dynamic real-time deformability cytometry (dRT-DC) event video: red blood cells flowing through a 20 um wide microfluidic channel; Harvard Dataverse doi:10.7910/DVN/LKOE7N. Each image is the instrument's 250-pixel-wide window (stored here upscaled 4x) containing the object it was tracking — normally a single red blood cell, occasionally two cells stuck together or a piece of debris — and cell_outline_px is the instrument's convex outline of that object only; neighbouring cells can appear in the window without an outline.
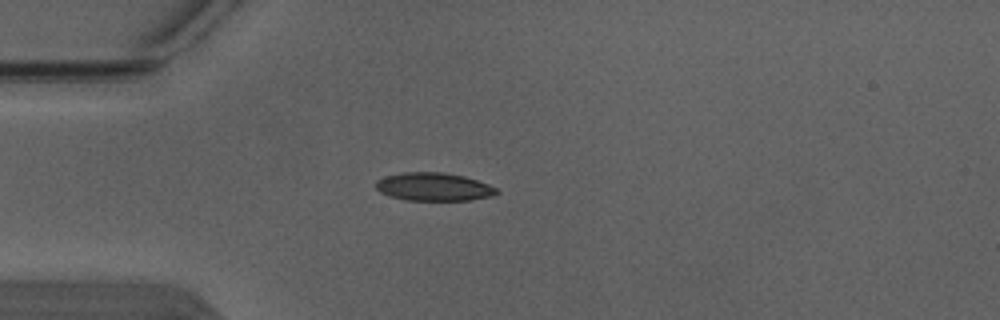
{"species": "Egyptian fruit bat (a non-hibernating species)", "species_latin": "Rousettus aegyptiacus", "temperature_condition": "warm", "stored_images_in_passage": 1, "camera_frame_rate_fps": 3000, "um_per_image_px": 0.085, "animal": {"sex": "male"}, "frame": {"image": 1, "passage_image": 1, "time_ms": 0.0, "image_size_px": [1000, 320], "cell_outline_px": [[500, 192], [492, 196], [472, 200], [408, 200], [392, 196], [380, 192], [376, 188], [376, 180], [384, 176], [404, 172], [444, 172], [464, 176], [488, 184], [496, 188]], "centroid_in_image_um": [36.88, 15.87], "position_along_channel_um": 48.1, "area_um2": 19.77}}